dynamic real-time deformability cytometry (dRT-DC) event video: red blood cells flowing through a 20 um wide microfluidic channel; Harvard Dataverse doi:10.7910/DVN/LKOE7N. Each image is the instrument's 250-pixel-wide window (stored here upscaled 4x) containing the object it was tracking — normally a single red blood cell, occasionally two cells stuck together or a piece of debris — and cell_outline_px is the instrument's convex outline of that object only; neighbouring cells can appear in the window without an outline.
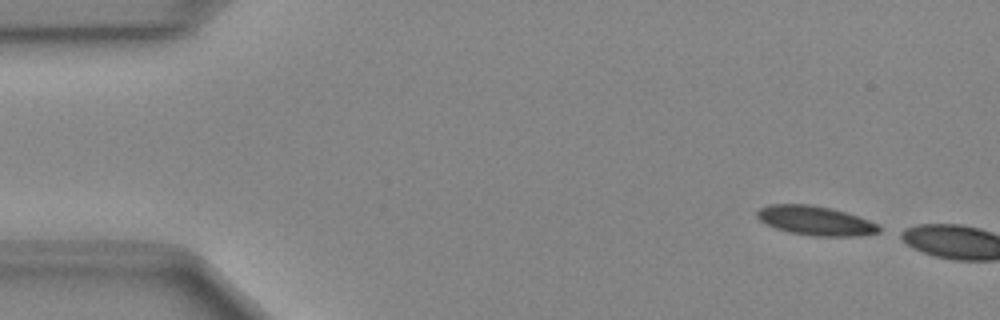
{"species": "Egyptian fruit bat (a non-hibernating species)", "species_latin": "Rousettus aegyptiacus", "temperature_condition": "cold", "stored_images_in_passage": 3, "camera_frame_rate_fps": 3000, "um_per_image_px": 0.085, "animal": {"sex": "female"}, "frame": {"image": 1, "passage_image": 1, "time_ms": 0.0, "image_size_px": [1000, 320], "cell_outline_px": [[880, 232], [860, 236], [812, 236], [788, 232], [764, 224], [756, 216], [756, 212], [760, 208], [768, 204], [808, 204], [828, 208], [844, 212], [880, 224]], "centroid_in_image_um": [69.28, 18.76], "position_along_channel_um": 15.7, "area_um2": 20.81}}